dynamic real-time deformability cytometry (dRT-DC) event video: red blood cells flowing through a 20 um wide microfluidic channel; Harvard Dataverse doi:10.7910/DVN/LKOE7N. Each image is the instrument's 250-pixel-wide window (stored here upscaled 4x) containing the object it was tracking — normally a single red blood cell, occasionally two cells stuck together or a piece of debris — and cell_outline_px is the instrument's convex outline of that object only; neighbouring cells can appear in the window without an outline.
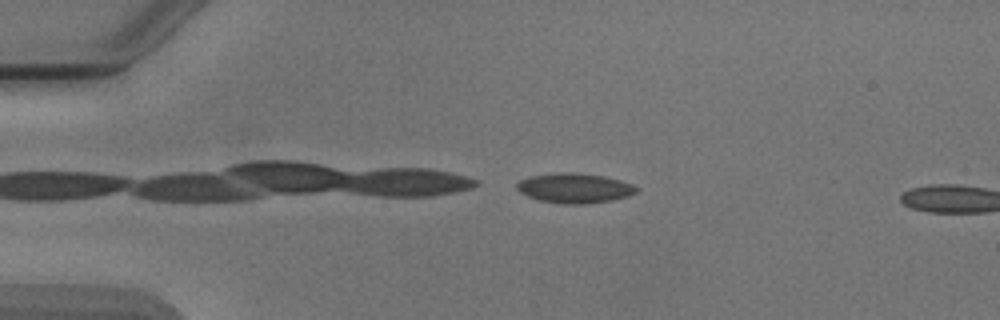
{"species": "Egyptian fruit bat (a non-hibernating species)", "species_latin": "Rousettus aegyptiacus", "temperature_condition": "cold", "stored_images_in_passage": 3, "camera_frame_rate_fps": 3000, "um_per_image_px": 0.085, "animal": {"sex": "male"}, "frame": {"image": 1, "passage_image": 3, "time_ms": 2.333, "image_size_px": [1000, 320], "cell_outline_px": [[640, 188], [636, 192], [628, 196], [612, 200], [584, 204], [560, 204], [540, 200], [528, 196], [520, 192], [516, 188], [516, 184], [520, 180], [532, 176], [556, 172], [572, 172], [604, 176], [620, 180], [632, 184]], "centroid_in_image_um": [48.84, 15.99], "position_along_channel_um": 36.2, "area_um2": 20.81}}